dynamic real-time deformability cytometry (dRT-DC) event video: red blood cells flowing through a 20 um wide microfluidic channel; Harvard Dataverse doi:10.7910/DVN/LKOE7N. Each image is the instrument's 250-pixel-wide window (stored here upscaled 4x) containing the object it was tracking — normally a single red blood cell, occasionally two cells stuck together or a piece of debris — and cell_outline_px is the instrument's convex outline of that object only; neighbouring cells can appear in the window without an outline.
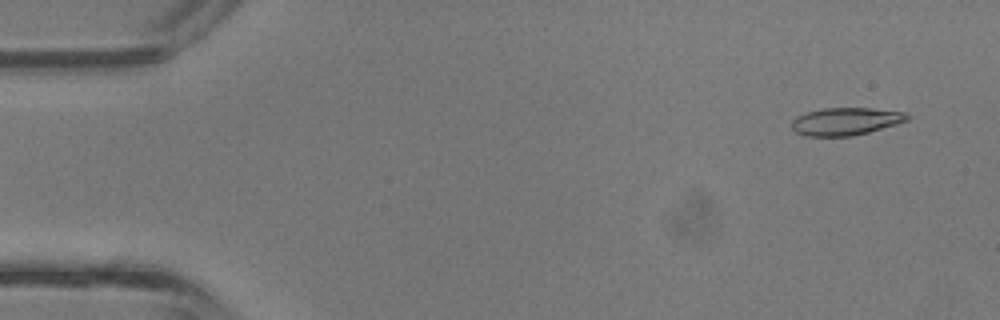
{"species": "common noctule bat (a hibernating species)", "species_latin": "Nyctalus noctula", "temperature_condition": "room temperature", "stored_images_in_passage": 42, "camera_frame_rate_fps": 3000, "um_per_image_px": 0.085, "animal": {"sex": "male", "body_mass_g": 13.3}, "frame": {"image": 1, "passage_image": 3, "time_ms": 0.667, "image_size_px": [1000, 320], "cell_outline_px": [[908, 120], [896, 124], [868, 132], [852, 136], [804, 136], [796, 132], [792, 128], [792, 120], [796, 116], [804, 112], [824, 108], [872, 108], [904, 112], [908, 116]], "centroid_in_image_um": [71.83, 10.31], "position_along_channel_um": 13.2, "area_um2": 18.55}}
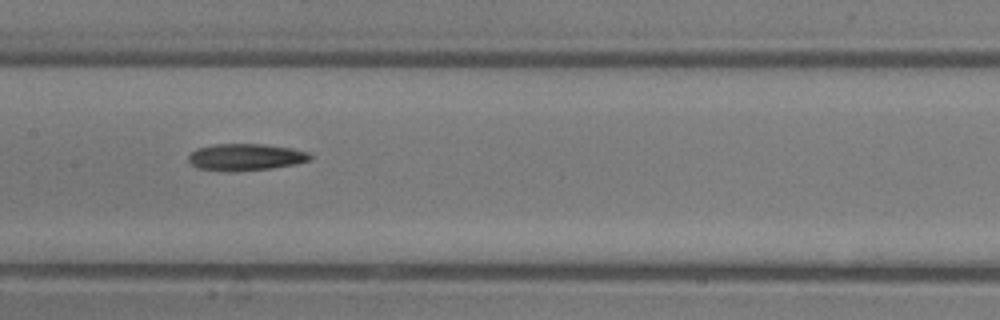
{"frame": {"image": 2, "passage_image": 21, "time_ms": 6.667, "image_size_px": [1000, 320], "cell_outline_px": [[312, 160], [296, 164], [272, 168], [232, 172], [224, 172], [196, 168], [188, 160], [188, 156], [196, 148], [216, 144], [264, 144], [292, 148], [308, 152], [312, 156]], "centroid_in_image_um": [20.88, 13.36], "position_along_channel_um": 186.5, "area_um2": 19.31}}
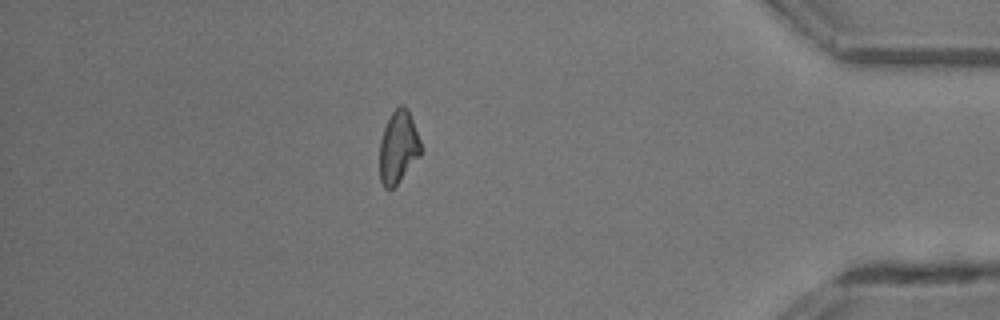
{"frame": {"image": 3, "passage_image": 37, "time_ms": 12.0, "image_size_px": [1000, 320], "cell_outline_px": [[420, 156], [396, 184], [392, 188], [384, 188], [380, 180], [380, 140], [384, 128], [392, 112], [400, 104], [404, 104], [408, 108], [420, 140]], "centroid_in_image_um": [33.85, 12.47], "position_along_channel_um": 401.4, "area_um2": 17.17}, "authors_computed_cell_mechanics": {"area_um2": 18.496, "velocity_mm_per_s": 4.8457, "shape_relaxation_time_tau1_ms": 5.6737, "shape_relaxation_time_tau2_ms": null, "deformation_change_tau1": 0.1406, "deformation_change_tau2": null}}